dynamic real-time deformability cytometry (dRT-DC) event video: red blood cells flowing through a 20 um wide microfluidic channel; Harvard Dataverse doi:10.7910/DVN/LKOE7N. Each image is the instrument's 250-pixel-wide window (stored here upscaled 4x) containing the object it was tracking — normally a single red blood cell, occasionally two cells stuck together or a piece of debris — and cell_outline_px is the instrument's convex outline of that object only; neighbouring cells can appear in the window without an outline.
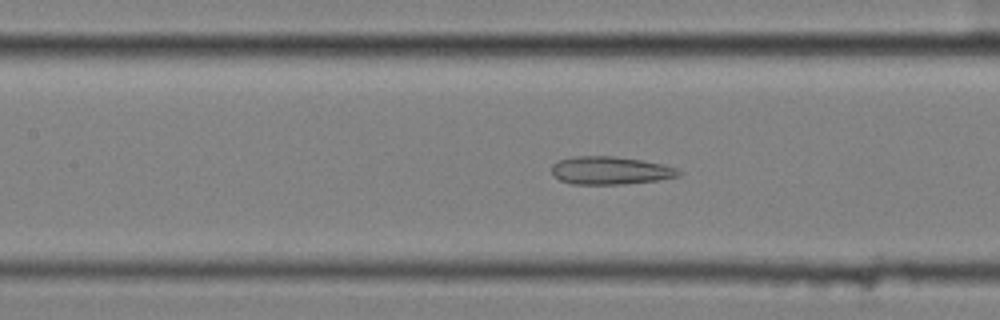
{"species": "common noctule bat (a hibernating species)", "species_latin": "Nyctalus noctula", "temperature_condition": "cold", "stored_images_in_passage": 53, "camera_frame_rate_fps": 3000, "um_per_image_px": 0.085, "animal": {"sex": "female", "body_mass_g": 25.1}, "frame": {"image": 1, "passage_image": 26, "time_ms": 8.333, "image_size_px": [1000, 320], "cell_outline_px": [[684, 172], [680, 176], [656, 180], [624, 184], [572, 184], [560, 180], [552, 172], [552, 164], [560, 160], [576, 156], [612, 156], [640, 160], [664, 164], [676, 168]], "centroid_in_image_um": [51.91, 14.49], "position_along_channel_um": 155.5, "area_um2": 20.58}}
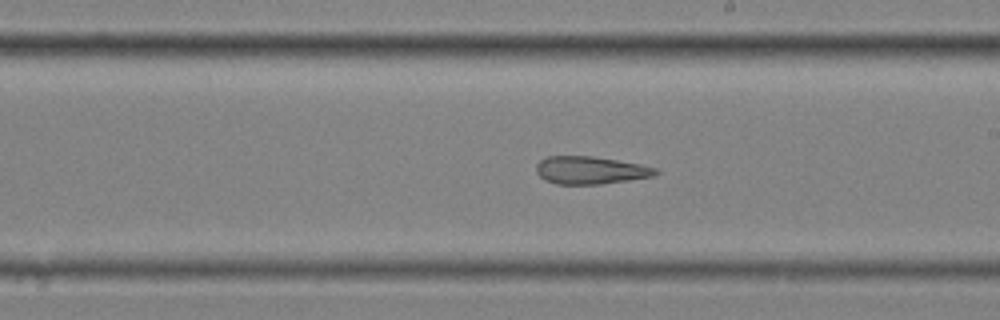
{"frame": {"image": 2, "passage_image": 33, "time_ms": 10.667, "image_size_px": [1000, 320], "cell_outline_px": [[660, 172], [652, 176], [628, 180], [600, 184], [556, 184], [544, 180], [536, 172], [536, 164], [540, 160], [548, 156], [592, 156], [640, 164], [656, 168]], "centroid_in_image_um": [50.15, 14.47], "position_along_channel_um": 238.8, "area_um2": 19.19}}
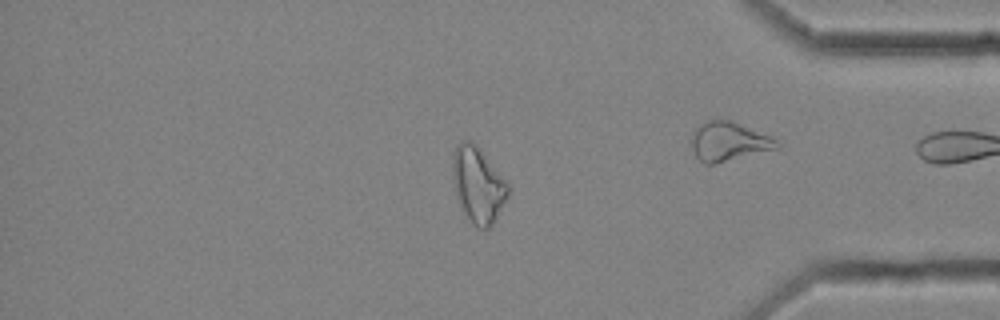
{"frame": {"image": 3, "passage_image": 48, "time_ms": 15.667, "image_size_px": [1000, 320], "cell_outline_px": [[512, 188], [508, 196], [492, 224], [488, 228], [476, 228], [464, 212], [460, 204], [456, 192], [452, 176], [452, 152], [456, 144], [464, 140], [472, 140], [476, 144], [508, 180]], "centroid_in_image_um": [40.65, 15.65], "position_along_channel_um": 394.5, "area_um2": 24.8}, "authors_computed_cell_mechanics": {"area_um2": 23.3512, "velocity_mm_per_s": 3.58, "shape_relaxation_time_tau1_ms": null, "shape_relaxation_time_tau2_ms": 3.8533, "deformation_change_tau1": null, "deformation_change_tau2": 0.1358}}